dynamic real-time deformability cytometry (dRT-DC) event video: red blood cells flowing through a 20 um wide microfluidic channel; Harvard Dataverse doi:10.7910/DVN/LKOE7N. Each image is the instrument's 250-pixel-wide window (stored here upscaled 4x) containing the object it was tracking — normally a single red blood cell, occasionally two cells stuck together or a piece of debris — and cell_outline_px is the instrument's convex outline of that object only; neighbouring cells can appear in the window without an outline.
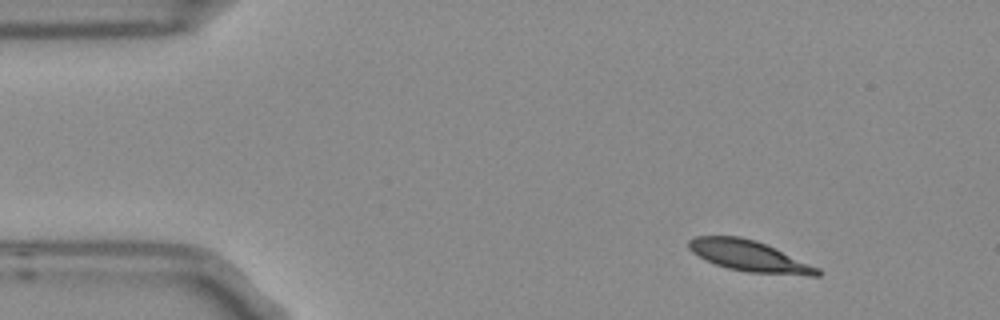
{"species": "Egyptian fruit bat (a non-hibernating species)", "species_latin": "Rousettus aegyptiacus", "temperature_condition": "room temperature", "stored_images_in_passage": 3, "camera_frame_rate_fps": 3000, "um_per_image_px": 0.085, "frame": {"image": 1, "passage_image": 1, "time_ms": 0.0, "image_size_px": [1000, 320], "cell_outline_px": [[820, 276], [808, 276], [748, 272], [728, 268], [716, 264], [692, 252], [688, 248], [688, 240], [696, 236], [740, 236], [756, 240], [776, 248], [820, 268]], "centroid_in_image_um": [63.72, 21.76], "position_along_channel_um": 21.3, "area_um2": 23.18}}